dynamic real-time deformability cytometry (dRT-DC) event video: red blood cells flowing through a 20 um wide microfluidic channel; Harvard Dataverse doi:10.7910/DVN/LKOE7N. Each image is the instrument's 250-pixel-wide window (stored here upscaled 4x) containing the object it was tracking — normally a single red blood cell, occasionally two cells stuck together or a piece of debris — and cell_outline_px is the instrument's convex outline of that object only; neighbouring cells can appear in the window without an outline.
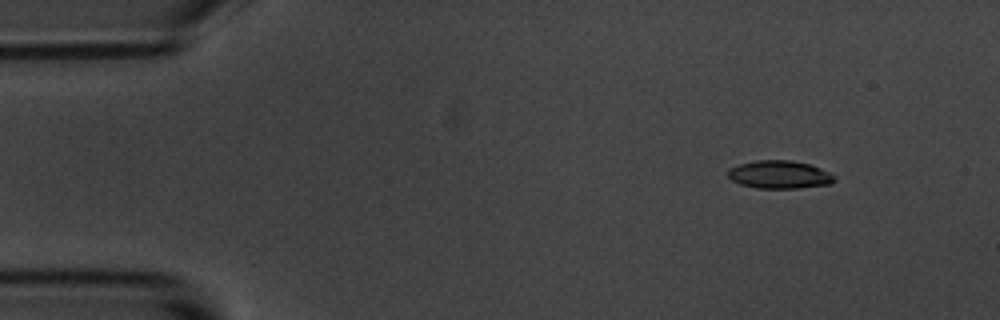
{"species": "common noctule bat (a hibernating species)", "species_latin": "Nyctalus noctula", "temperature_condition": "room temperature", "stored_images_in_passage": 50, "camera_frame_rate_fps": 3000, "um_per_image_px": 0.085, "animal": {"sex": "male", "body_mass_g": 20.1, "forearm_length_mm": 53.5}, "frame": {"image": 1, "passage_image": 1, "time_ms": 0.0, "image_size_px": [1000, 320], "cell_outline_px": [[836, 180], [832, 184], [800, 188], [756, 188], [740, 184], [732, 180], [728, 176], [728, 168], [740, 164], [756, 160], [792, 160], [808, 164], [820, 168], [836, 176]], "centroid_in_image_um": [66.27, 14.84], "position_along_channel_um": 18.7, "area_um2": 17.46}}
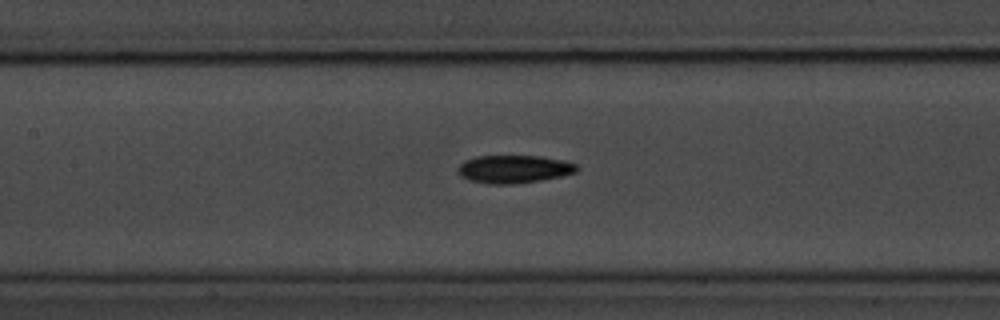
{"frame": {"image": 2, "passage_image": 20, "time_ms": 6.333, "image_size_px": [1000, 320], "cell_outline_px": [[580, 168], [576, 172], [560, 176], [540, 180], [512, 184], [488, 184], [468, 180], [460, 176], [456, 172], [456, 168], [464, 160], [476, 156], [540, 156], [564, 160], [576, 164]], "centroid_in_image_um": [43.64, 14.37], "position_along_channel_um": 163.8, "area_um2": 19.54}}
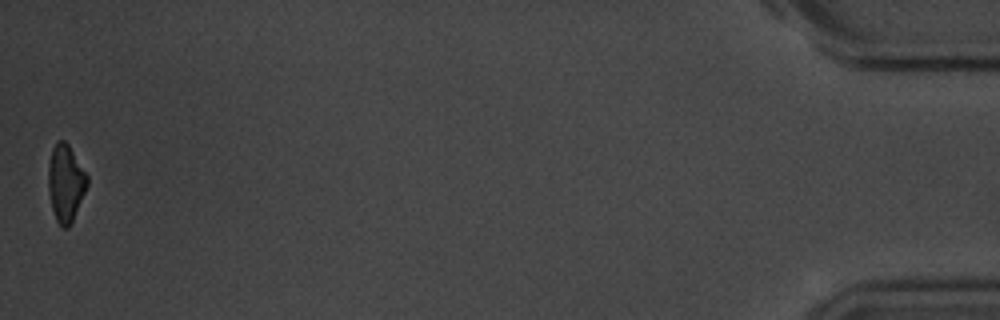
{"frame": {"image": 3, "passage_image": 50, "time_ms": 16.333, "image_size_px": [1000, 320], "cell_outline_px": [[88, 184], [72, 220], [68, 228], [64, 228], [56, 220], [52, 208], [48, 192], [48, 164], [52, 148], [56, 140], [64, 140], [68, 144], [88, 176]], "centroid_in_image_um": [5.56, 15.52], "position_along_channel_um": 429.6, "area_um2": 17.34}, "authors_computed_cell_mechanics": {"area_um2": 18.496, "velocity_mm_per_s": 3.6146, "shape_relaxation_time_tau1_ms": 3.7136, "shape_relaxation_time_tau2_ms": null, "deformation_change_tau1": 0.1496, "deformation_change_tau2": null}}